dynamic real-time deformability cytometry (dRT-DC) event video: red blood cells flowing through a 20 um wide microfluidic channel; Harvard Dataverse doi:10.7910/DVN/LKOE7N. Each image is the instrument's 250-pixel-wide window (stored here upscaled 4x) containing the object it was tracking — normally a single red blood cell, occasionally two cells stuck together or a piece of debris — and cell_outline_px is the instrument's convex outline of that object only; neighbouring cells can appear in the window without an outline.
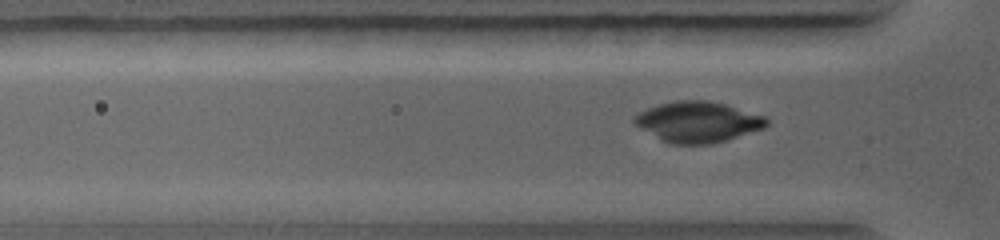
{"species": "common noctule bat (a hibernating species)", "species_latin": "Nyctalus noctula", "temperature_condition": "warm", "stored_images_in_passage": 13, "camera_frame_rate_fps": 5000, "um_per_image_px": 0.085, "animal": {"sex": "female", "body_mass_g": 19.0, "forearm_length_mm": 56.7}, "frame": {"image": 1, "passage_image": 8, "time_ms": 2.2, "image_size_px": [1000, 240], "cell_outline_px": [[768, 124], [764, 128], [712, 144], [672, 144], [664, 140], [636, 124], [632, 120], [640, 112], [648, 108], [660, 104], [676, 100], [708, 100], [724, 104], [764, 116], [768, 120]], "centroid_in_image_um": [59.35, 10.35], "position_along_channel_um": 66.4, "area_um2": 30.63}}
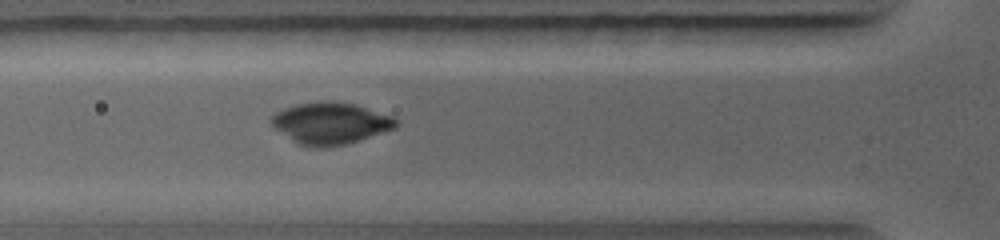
{"frame": {"image": 2, "passage_image": 11, "time_ms": 2.8, "image_size_px": [1000, 240], "cell_outline_px": [[396, 128], [344, 144], [320, 148], [308, 148], [296, 144], [276, 128], [272, 124], [272, 116], [296, 104], [320, 100], [332, 100], [356, 104], [392, 116], [396, 120]], "centroid_in_image_um": [28.09, 10.47], "position_along_channel_um": 97.7, "area_um2": 30.06}}
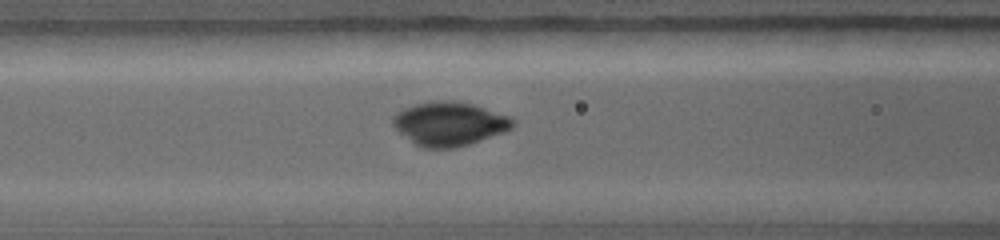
{"frame": {"image": 3, "passage_image": 13, "time_ms": 3.4, "image_size_px": [1000, 240], "cell_outline_px": [[512, 128], [468, 144], [456, 148], [424, 148], [416, 144], [400, 132], [392, 124], [392, 120], [396, 112], [404, 108], [416, 104], [432, 100], [452, 100], [472, 104], [508, 116], [512, 120]], "centroid_in_image_um": [38.14, 10.5], "position_along_channel_um": 128.5, "area_um2": 30.0}}